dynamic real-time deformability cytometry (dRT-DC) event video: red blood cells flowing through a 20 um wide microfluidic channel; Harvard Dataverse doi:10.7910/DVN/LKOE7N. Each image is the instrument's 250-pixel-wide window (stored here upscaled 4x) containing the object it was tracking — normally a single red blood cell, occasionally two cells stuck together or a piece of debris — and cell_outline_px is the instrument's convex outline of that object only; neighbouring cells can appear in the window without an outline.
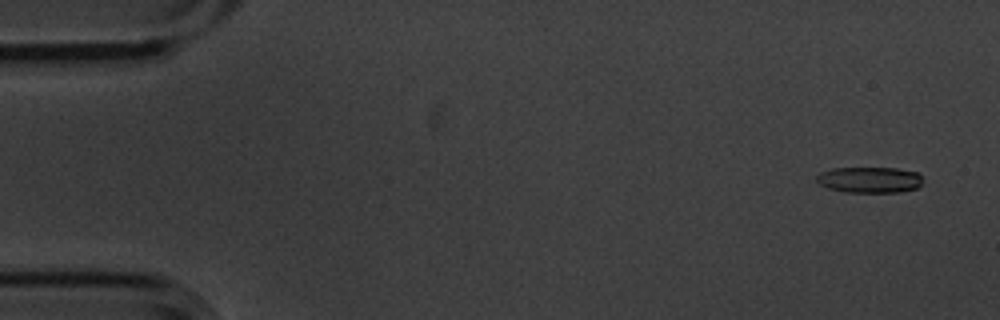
{"species": "common noctule bat (a hibernating species)", "species_latin": "Nyctalus noctula", "temperature_condition": "cold", "stored_images_in_passage": 6, "camera_frame_rate_fps": 3000, "um_per_image_px": 0.085, "animal": {"sex": "male", "body_mass_g": 20.1, "forearm_length_mm": 53.5}, "frame": {"image": 1, "passage_image": 1, "time_ms": 0.0, "image_size_px": [1000, 320], "cell_outline_px": [[920, 184], [916, 188], [900, 192], [844, 192], [828, 188], [820, 184], [816, 180], [816, 176], [820, 172], [832, 168], [896, 168], [920, 172]], "centroid_in_image_um": [73.89, 15.28], "position_along_channel_um": 11.1, "area_um2": 16.07}}
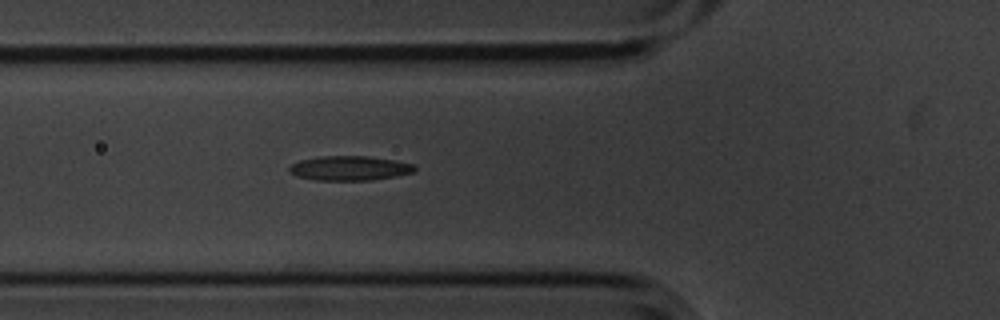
{"frame": {"image": 2, "passage_image": 6, "time_ms": 1.667, "image_size_px": [1000, 320], "cell_outline_px": [[416, 168], [412, 172], [396, 176], [368, 180], [316, 180], [296, 176], [288, 172], [288, 168], [292, 164], [300, 160], [320, 156], [368, 156], [392, 160], [412, 164]], "centroid_in_image_um": [29.65, 14.29], "position_along_channel_um": 96.1, "area_um2": 17.74}}